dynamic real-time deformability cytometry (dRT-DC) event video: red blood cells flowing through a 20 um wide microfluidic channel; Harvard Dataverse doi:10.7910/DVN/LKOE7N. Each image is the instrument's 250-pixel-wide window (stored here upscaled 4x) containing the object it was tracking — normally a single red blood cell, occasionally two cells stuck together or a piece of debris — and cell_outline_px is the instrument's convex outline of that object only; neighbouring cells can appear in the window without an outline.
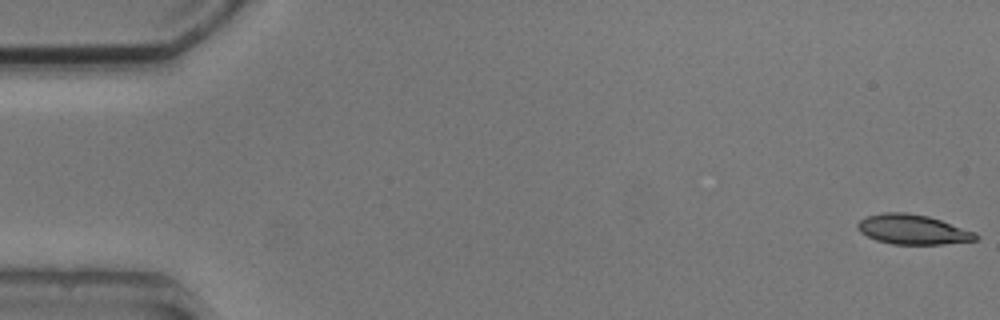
{"species": "common noctule bat (a hibernating species)", "species_latin": "Nyctalus noctula", "temperature_condition": "cold", "stored_images_in_passage": 3, "camera_frame_rate_fps": 3000, "um_per_image_px": 0.085, "animal": {"sex": "male", "body_mass_g": 20.5, "forearm_length_mm": 52.5}, "frame": {"image": 1, "passage_image": 1, "time_ms": 0.0, "image_size_px": [1000, 320], "cell_outline_px": [[980, 236], [976, 240], [944, 244], [892, 244], [876, 240], [860, 232], [856, 228], [856, 224], [860, 220], [868, 216], [884, 212], [904, 212], [928, 216], [976, 232]], "centroid_in_image_um": [77.58, 19.51], "position_along_channel_um": 7.4, "area_um2": 20.46}}